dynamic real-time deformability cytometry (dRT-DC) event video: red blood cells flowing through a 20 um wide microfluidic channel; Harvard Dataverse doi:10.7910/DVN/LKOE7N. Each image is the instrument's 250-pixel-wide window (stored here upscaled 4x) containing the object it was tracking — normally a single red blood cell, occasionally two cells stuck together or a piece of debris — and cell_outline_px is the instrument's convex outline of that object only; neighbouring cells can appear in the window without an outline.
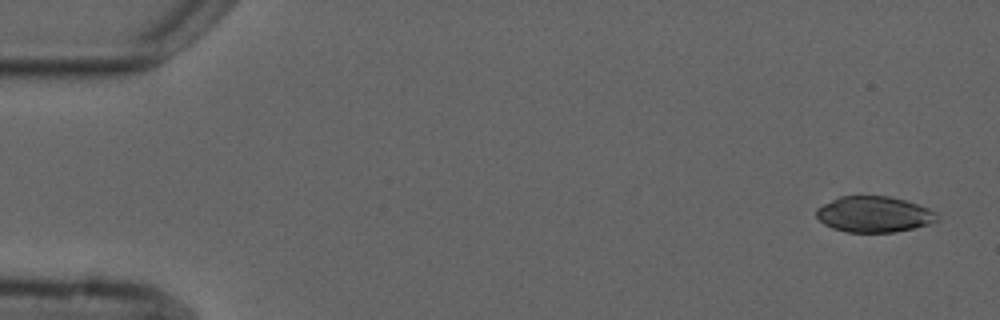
{"species": "common noctule bat (a hibernating species)", "species_latin": "Nyctalus noctula", "temperature_condition": "cold", "stored_images_in_passage": 6, "camera_frame_rate_fps": 3000, "um_per_image_px": 0.085, "animal": {"sex": "male", "forearm_length_mm": 52.5}, "frame": {"image": 1, "passage_image": 1, "time_ms": 0.0, "image_size_px": [1000, 320], "cell_outline_px": [[940, 220], [928, 224], [912, 228], [892, 232], [848, 232], [832, 228], [824, 224], [816, 216], [816, 208], [840, 196], [888, 196], [904, 200], [928, 208], [936, 212], [940, 216]], "centroid_in_image_um": [74.3, 18.21], "position_along_channel_um": 10.7, "area_um2": 25.14}}